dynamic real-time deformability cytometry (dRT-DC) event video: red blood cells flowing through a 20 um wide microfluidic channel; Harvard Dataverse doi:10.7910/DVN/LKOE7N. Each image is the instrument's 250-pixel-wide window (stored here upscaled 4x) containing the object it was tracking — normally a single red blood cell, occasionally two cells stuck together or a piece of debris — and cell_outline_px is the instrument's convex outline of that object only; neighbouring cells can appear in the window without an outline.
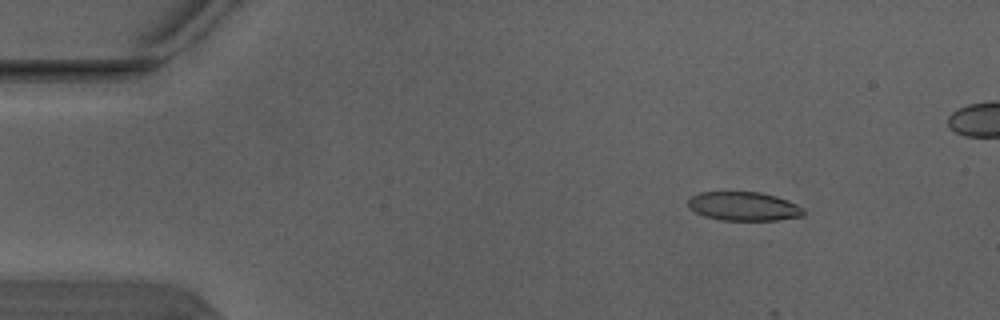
{"species": "Egyptian fruit bat (a non-hibernating species)", "species_latin": "Rousettus aegyptiacus", "temperature_condition": "warm", "stored_images_in_passage": 5, "camera_frame_rate_fps": 3000, "um_per_image_px": 0.085, "animal": {"sex": "male"}, "frame": {"image": 1, "passage_image": 2, "time_ms": 0.333, "image_size_px": [1000, 320], "cell_outline_px": [[804, 216], [776, 220], [720, 220], [704, 216], [696, 212], [688, 204], [688, 200], [692, 196], [700, 192], [760, 192], [776, 196], [796, 204], [804, 208]], "centroid_in_image_um": [63.24, 17.54], "position_along_channel_um": 21.8, "area_um2": 19.31}}